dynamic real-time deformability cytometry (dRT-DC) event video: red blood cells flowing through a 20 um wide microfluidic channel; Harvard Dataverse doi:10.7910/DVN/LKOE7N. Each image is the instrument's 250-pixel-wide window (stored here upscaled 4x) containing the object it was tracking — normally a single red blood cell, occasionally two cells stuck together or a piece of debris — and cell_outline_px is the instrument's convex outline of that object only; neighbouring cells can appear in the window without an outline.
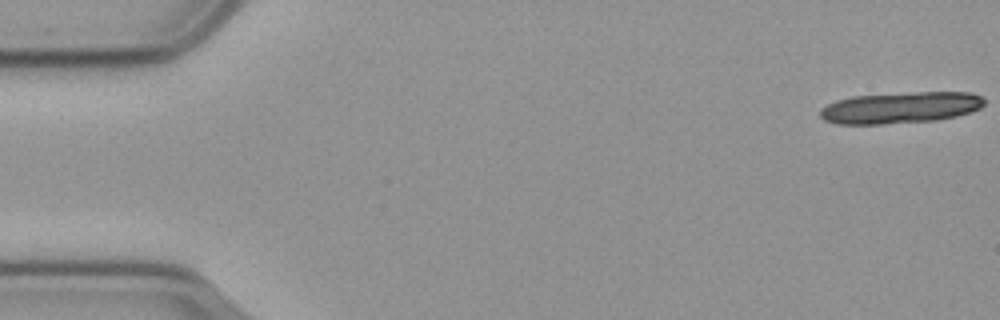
{"species": "common noctule bat (a hibernating species)", "species_latin": "Nyctalus noctula", "temperature_condition": "cold", "stored_images_in_passage": 21, "camera_frame_rate_fps": 3000, "um_per_image_px": 0.085, "animal": {"sex": "male", "body_mass_g": 23.1, "forearm_length_mm": 52.7}, "frame": {"image": 1, "passage_image": 1, "time_ms": 0.0, "image_size_px": [1000, 320], "cell_outline_px": [[984, 104], [980, 108], [956, 116], [936, 120], [880, 124], [836, 124], [824, 120], [820, 116], [820, 108], [836, 100], [852, 96], [916, 92], [972, 92], [980, 96], [984, 100]], "centroid_in_image_um": [76.51, 9.15], "position_along_channel_um": 8.5, "area_um2": 30.0}}
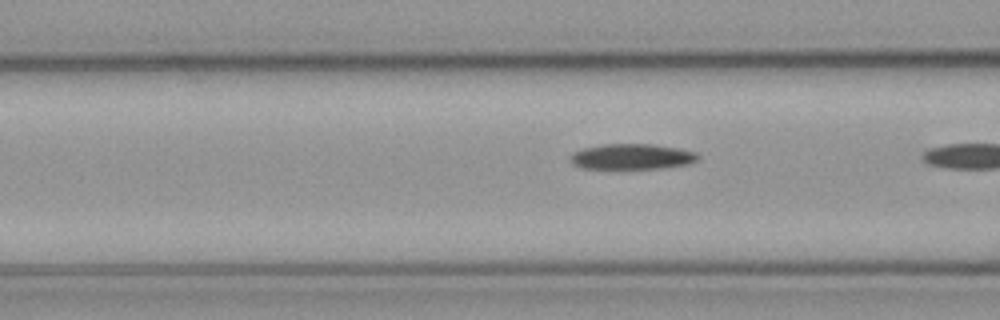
{"frame": {"image": 2, "passage_image": 20, "time_ms": 6.333, "image_size_px": [1000, 320], "cell_outline_px": [[700, 160], [692, 164], [668, 168], [580, 168], [572, 164], [568, 156], [572, 152], [584, 148], [604, 144], [652, 144], [680, 148], [696, 152], [700, 156]], "centroid_in_image_um": [53.77, 13.31], "position_along_channel_um": 112.8, "area_um2": 19.36}}